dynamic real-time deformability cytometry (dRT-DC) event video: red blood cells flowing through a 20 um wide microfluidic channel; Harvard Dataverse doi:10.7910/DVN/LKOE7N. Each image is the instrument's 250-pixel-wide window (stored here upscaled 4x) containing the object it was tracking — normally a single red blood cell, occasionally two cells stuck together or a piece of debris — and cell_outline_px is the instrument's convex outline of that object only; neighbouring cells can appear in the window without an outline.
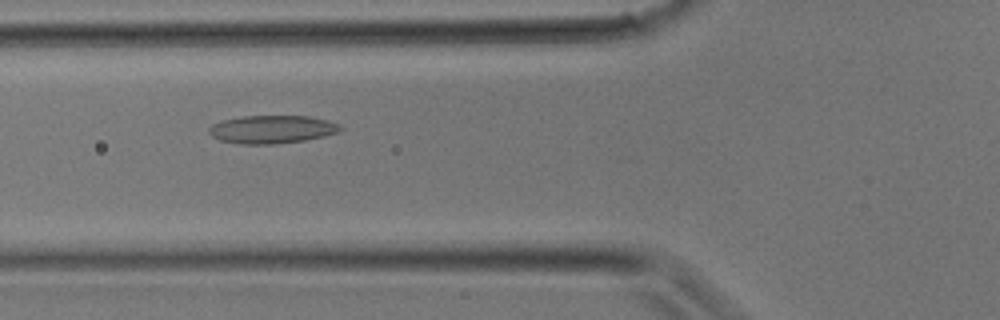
{"species": "common noctule bat (a hibernating species)", "species_latin": "Nyctalus noctula", "temperature_condition": "room temperature", "stored_images_in_passage": 24, "camera_frame_rate_fps": 3000, "um_per_image_px": 0.085, "animal": {"sex": "male", "body_mass_g": 17.9}, "frame": {"image": 1, "passage_image": 9, "time_ms": 2.667, "image_size_px": [1000, 320], "cell_outline_px": [[344, 128], [340, 132], [324, 136], [304, 140], [276, 144], [240, 144], [220, 140], [212, 136], [208, 132], [208, 128], [212, 124], [224, 120], [244, 116], [308, 116], [328, 120], [340, 124]], "centroid_in_image_um": [23.15, 11.0], "position_along_channel_um": 102.7, "area_um2": 21.56}}
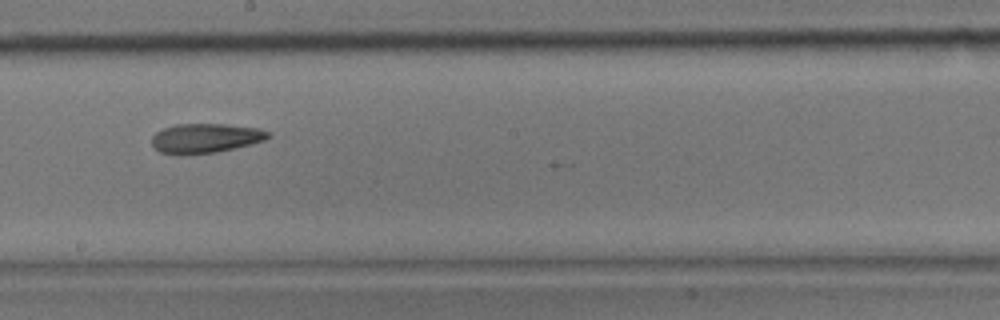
{"frame": {"image": 2, "passage_image": 15, "time_ms": 4.667, "image_size_px": [1000, 320], "cell_outline_px": [[272, 136], [264, 140], [252, 144], [216, 152], [180, 156], [176, 156], [160, 152], [152, 148], [152, 136], [156, 132], [164, 128], [176, 124], [224, 124], [260, 128], [272, 132]], "centroid_in_image_um": [17.45, 11.76], "position_along_channel_um": 230.7, "area_um2": 20.46}}
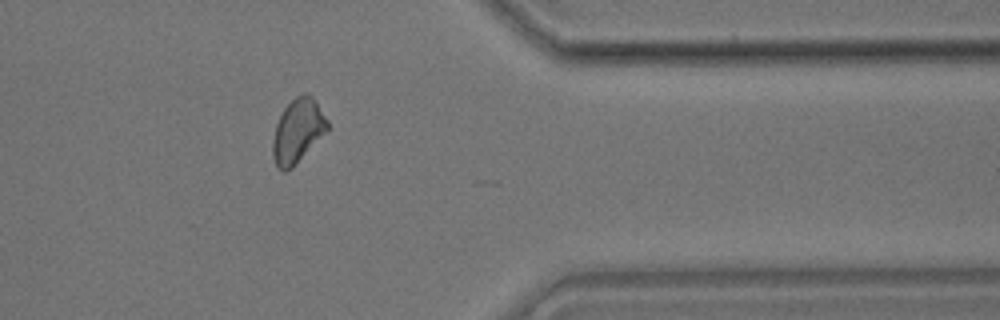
{"frame": {"image": 3, "passage_image": 23, "time_ms": 7.333, "image_size_px": [1000, 320], "cell_outline_px": [[328, 128], [292, 168], [288, 172], [284, 172], [276, 164], [272, 156], [272, 140], [276, 124], [284, 108], [296, 96], [304, 92], [308, 92], [316, 100], [328, 120]], "centroid_in_image_um": [25.29, 11.1], "position_along_channel_um": 386.1, "area_um2": 20.17}}